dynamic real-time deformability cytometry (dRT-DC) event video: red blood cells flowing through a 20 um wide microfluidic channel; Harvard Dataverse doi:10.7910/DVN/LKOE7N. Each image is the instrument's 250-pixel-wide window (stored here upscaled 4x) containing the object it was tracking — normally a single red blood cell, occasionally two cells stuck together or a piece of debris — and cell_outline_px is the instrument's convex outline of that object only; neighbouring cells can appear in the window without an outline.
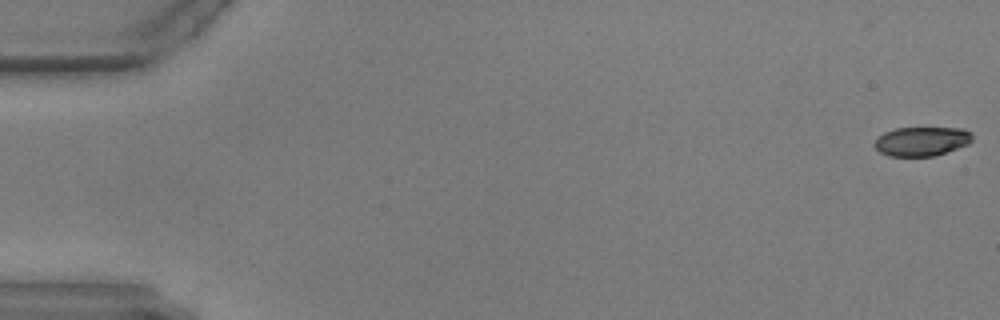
{"species": "common noctule bat (a hibernating species)", "species_latin": "Nyctalus noctula", "temperature_condition": "warm", "stored_images_in_passage": 59, "camera_frame_rate_fps": 3000, "um_per_image_px": 0.085, "animal": {"sex": "male", "body_mass_g": 17.9, "forearm_length_mm": 54.2}, "frame": {"image": 1, "passage_image": 1, "time_ms": 0.0, "image_size_px": [1000, 320], "cell_outline_px": [[972, 140], [968, 144], [936, 156], [888, 156], [880, 152], [872, 144], [884, 132], [896, 128], [964, 128], [972, 132]], "centroid_in_image_um": [78.36, 12.01], "position_along_channel_um": 6.6, "area_um2": 16.7}}
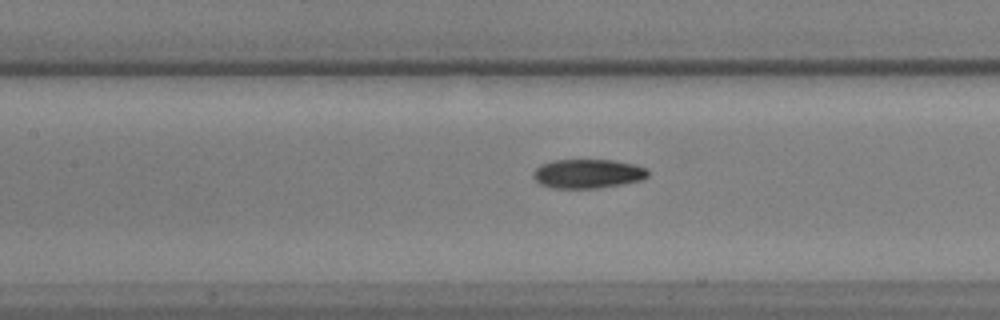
{"frame": {"image": 2, "passage_image": 27, "time_ms": 8.667, "image_size_px": [1000, 320], "cell_outline_px": [[648, 176], [644, 180], [596, 188], [552, 188], [540, 184], [532, 176], [532, 172], [540, 164], [552, 160], [616, 160], [636, 164], [648, 168]], "centroid_in_image_um": [49.97, 14.75], "position_along_channel_um": 157.4, "area_um2": 19.71}}
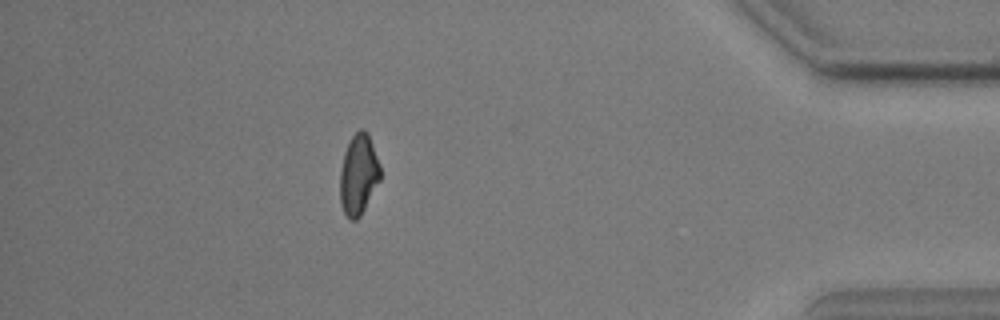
{"frame": {"image": 3, "passage_image": 52, "time_ms": 17.0, "image_size_px": [1000, 320], "cell_outline_px": [[380, 180], [360, 216], [356, 220], [348, 220], [340, 204], [340, 168], [344, 152], [352, 136], [360, 128], [364, 128], [368, 132], [380, 164]], "centroid_in_image_um": [30.47, 14.83], "position_along_channel_um": 404.7, "area_um2": 19.02}}